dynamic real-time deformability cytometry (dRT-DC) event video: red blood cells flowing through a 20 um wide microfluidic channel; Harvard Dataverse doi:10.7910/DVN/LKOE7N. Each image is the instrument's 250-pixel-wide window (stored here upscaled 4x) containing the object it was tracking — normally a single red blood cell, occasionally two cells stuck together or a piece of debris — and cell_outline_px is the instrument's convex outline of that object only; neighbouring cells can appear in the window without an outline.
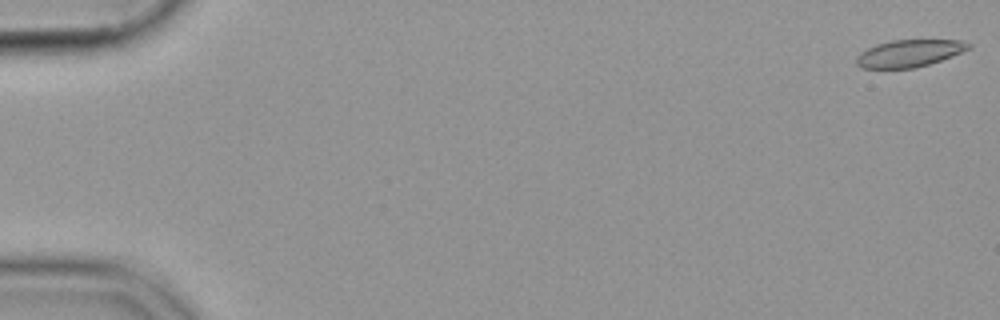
{"species": "common noctule bat (a hibernating species)", "species_latin": "Nyctalus noctula", "temperature_condition": "cold", "stored_images_in_passage": 55, "camera_frame_rate_fps": 3000, "um_per_image_px": 0.085, "animal": {"sex": "female", "body_mass_g": 19.9}, "frame": {"image": 1, "passage_image": 1, "time_ms": 0.0, "image_size_px": [1000, 320], "cell_outline_px": [[972, 48], [952, 56], [916, 68], [860, 68], [856, 64], [856, 56], [860, 52], [876, 44], [892, 40], [960, 40], [972, 44]], "centroid_in_image_um": [77.28, 4.53], "position_along_channel_um": 7.7, "area_um2": 17.8}}
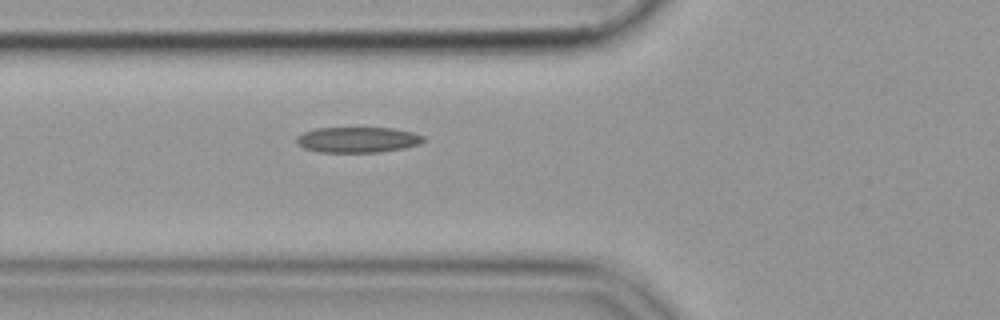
{"frame": {"image": 2, "passage_image": 21, "time_ms": 6.667, "image_size_px": [1000, 320], "cell_outline_px": [[424, 140], [420, 144], [404, 148], [380, 152], [320, 152], [304, 148], [296, 144], [296, 136], [304, 132], [316, 128], [392, 128], [412, 132], [424, 136]], "centroid_in_image_um": [30.38, 11.88], "position_along_channel_um": 95.4, "area_um2": 18.96}}
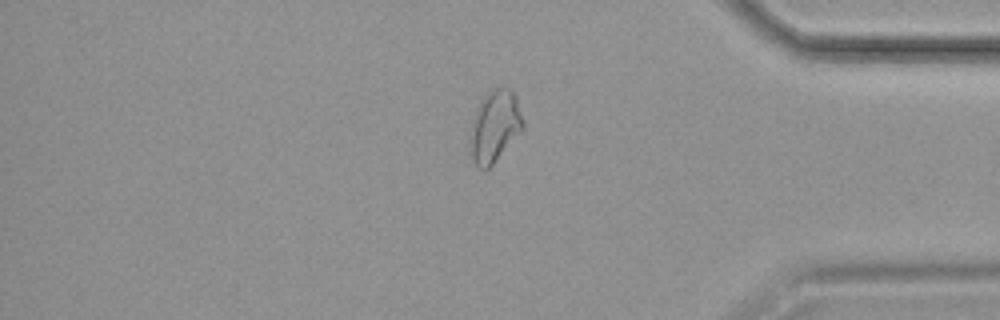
{"frame": {"image": 3, "passage_image": 47, "time_ms": 15.333, "image_size_px": [1000, 320], "cell_outline_px": [[524, 128], [492, 164], [484, 172], [472, 160], [472, 124], [480, 100], [492, 88], [508, 88], [512, 92], [516, 100], [524, 120]], "centroid_in_image_um": [42.08, 10.73], "position_along_channel_um": 393.1, "area_um2": 21.33}}